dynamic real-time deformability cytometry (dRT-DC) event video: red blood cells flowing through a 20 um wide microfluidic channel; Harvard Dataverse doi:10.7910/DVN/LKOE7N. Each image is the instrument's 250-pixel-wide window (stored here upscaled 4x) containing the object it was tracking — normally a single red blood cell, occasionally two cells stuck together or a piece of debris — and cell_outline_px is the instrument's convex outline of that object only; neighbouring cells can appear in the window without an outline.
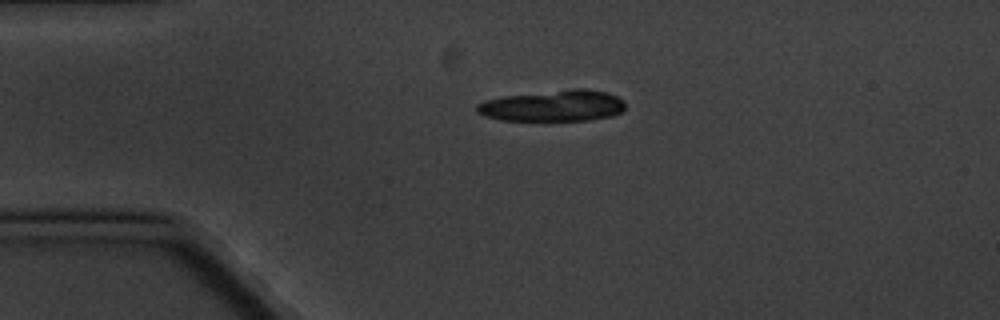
{"species": "common noctule bat (a hibernating species)", "species_latin": "Nyctalus noctula", "temperature_condition": "cold", "stored_images_in_passage": 5, "segment_of_instrument_passage": [1, 2], "camera_frame_rate_fps": 3000, "um_per_image_px": 0.085, "animal": {"sex": "male", "body_mass_g": 20.1, "forearm_length_mm": 53.5}, "frame": {"image": 1, "passage_image": 3, "time_ms": 2.333, "image_size_px": [1000, 320], "cell_outline_px": [[624, 108], [620, 112], [612, 116], [588, 120], [500, 120], [484, 116], [476, 112], [476, 104], [484, 100], [504, 96], [572, 88], [580, 88], [608, 92], [624, 100]], "centroid_in_image_um": [47.0, 8.98], "position_along_channel_um": 38.0, "area_um2": 27.11}}